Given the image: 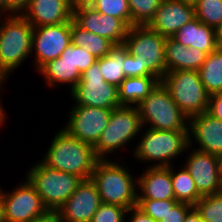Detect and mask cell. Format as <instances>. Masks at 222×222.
<instances>
[{
  "label": "cell",
  "mask_w": 222,
  "mask_h": 222,
  "mask_svg": "<svg viewBox=\"0 0 222 222\" xmlns=\"http://www.w3.org/2000/svg\"><path fill=\"white\" fill-rule=\"evenodd\" d=\"M163 0H128L131 26H145L150 23Z\"/></svg>",
  "instance_id": "29"
},
{
  "label": "cell",
  "mask_w": 222,
  "mask_h": 222,
  "mask_svg": "<svg viewBox=\"0 0 222 222\" xmlns=\"http://www.w3.org/2000/svg\"><path fill=\"white\" fill-rule=\"evenodd\" d=\"M27 179L40 195L48 210H58L75 192L83 180L81 177L52 169L41 161L30 167Z\"/></svg>",
  "instance_id": "7"
},
{
  "label": "cell",
  "mask_w": 222,
  "mask_h": 222,
  "mask_svg": "<svg viewBox=\"0 0 222 222\" xmlns=\"http://www.w3.org/2000/svg\"><path fill=\"white\" fill-rule=\"evenodd\" d=\"M5 82H6V78L0 73V90L3 89L2 85H4Z\"/></svg>",
  "instance_id": "49"
},
{
  "label": "cell",
  "mask_w": 222,
  "mask_h": 222,
  "mask_svg": "<svg viewBox=\"0 0 222 222\" xmlns=\"http://www.w3.org/2000/svg\"><path fill=\"white\" fill-rule=\"evenodd\" d=\"M5 14V0H0V14L3 16Z\"/></svg>",
  "instance_id": "48"
},
{
  "label": "cell",
  "mask_w": 222,
  "mask_h": 222,
  "mask_svg": "<svg viewBox=\"0 0 222 222\" xmlns=\"http://www.w3.org/2000/svg\"><path fill=\"white\" fill-rule=\"evenodd\" d=\"M99 159L92 145L80 141L61 128L52 138L41 162L52 169L91 179Z\"/></svg>",
  "instance_id": "1"
},
{
  "label": "cell",
  "mask_w": 222,
  "mask_h": 222,
  "mask_svg": "<svg viewBox=\"0 0 222 222\" xmlns=\"http://www.w3.org/2000/svg\"><path fill=\"white\" fill-rule=\"evenodd\" d=\"M129 222H156L152 217L146 215L140 208L137 206L129 208L127 214H129Z\"/></svg>",
  "instance_id": "40"
},
{
  "label": "cell",
  "mask_w": 222,
  "mask_h": 222,
  "mask_svg": "<svg viewBox=\"0 0 222 222\" xmlns=\"http://www.w3.org/2000/svg\"><path fill=\"white\" fill-rule=\"evenodd\" d=\"M194 8L201 23L214 29L222 24V0H199Z\"/></svg>",
  "instance_id": "31"
},
{
  "label": "cell",
  "mask_w": 222,
  "mask_h": 222,
  "mask_svg": "<svg viewBox=\"0 0 222 222\" xmlns=\"http://www.w3.org/2000/svg\"><path fill=\"white\" fill-rule=\"evenodd\" d=\"M71 44L85 48L96 58L108 55L115 46L109 39L81 28L73 19L71 20Z\"/></svg>",
  "instance_id": "25"
},
{
  "label": "cell",
  "mask_w": 222,
  "mask_h": 222,
  "mask_svg": "<svg viewBox=\"0 0 222 222\" xmlns=\"http://www.w3.org/2000/svg\"><path fill=\"white\" fill-rule=\"evenodd\" d=\"M74 59L75 68H78L81 74L97 62V58L94 55L85 48L76 45H74Z\"/></svg>",
  "instance_id": "35"
},
{
  "label": "cell",
  "mask_w": 222,
  "mask_h": 222,
  "mask_svg": "<svg viewBox=\"0 0 222 222\" xmlns=\"http://www.w3.org/2000/svg\"><path fill=\"white\" fill-rule=\"evenodd\" d=\"M29 222H61L56 210H48L43 215L32 218Z\"/></svg>",
  "instance_id": "41"
},
{
  "label": "cell",
  "mask_w": 222,
  "mask_h": 222,
  "mask_svg": "<svg viewBox=\"0 0 222 222\" xmlns=\"http://www.w3.org/2000/svg\"><path fill=\"white\" fill-rule=\"evenodd\" d=\"M0 17V73L8 78L31 55L33 26L22 15Z\"/></svg>",
  "instance_id": "3"
},
{
  "label": "cell",
  "mask_w": 222,
  "mask_h": 222,
  "mask_svg": "<svg viewBox=\"0 0 222 222\" xmlns=\"http://www.w3.org/2000/svg\"><path fill=\"white\" fill-rule=\"evenodd\" d=\"M70 109L68 122L63 129L80 141L94 146L107 127L113 109L76 104Z\"/></svg>",
  "instance_id": "12"
},
{
  "label": "cell",
  "mask_w": 222,
  "mask_h": 222,
  "mask_svg": "<svg viewBox=\"0 0 222 222\" xmlns=\"http://www.w3.org/2000/svg\"><path fill=\"white\" fill-rule=\"evenodd\" d=\"M180 1H182L185 4L195 6L198 3L199 0H180Z\"/></svg>",
  "instance_id": "47"
},
{
  "label": "cell",
  "mask_w": 222,
  "mask_h": 222,
  "mask_svg": "<svg viewBox=\"0 0 222 222\" xmlns=\"http://www.w3.org/2000/svg\"><path fill=\"white\" fill-rule=\"evenodd\" d=\"M171 180L175 200L178 202L194 206L202 197L196 188L193 178L183 165L181 170L178 171H174L173 165L171 166Z\"/></svg>",
  "instance_id": "28"
},
{
  "label": "cell",
  "mask_w": 222,
  "mask_h": 222,
  "mask_svg": "<svg viewBox=\"0 0 222 222\" xmlns=\"http://www.w3.org/2000/svg\"><path fill=\"white\" fill-rule=\"evenodd\" d=\"M71 44V21L33 27L32 55L38 71L47 62L57 59Z\"/></svg>",
  "instance_id": "11"
},
{
  "label": "cell",
  "mask_w": 222,
  "mask_h": 222,
  "mask_svg": "<svg viewBox=\"0 0 222 222\" xmlns=\"http://www.w3.org/2000/svg\"><path fill=\"white\" fill-rule=\"evenodd\" d=\"M29 1L30 0H5V15H22L28 8Z\"/></svg>",
  "instance_id": "39"
},
{
  "label": "cell",
  "mask_w": 222,
  "mask_h": 222,
  "mask_svg": "<svg viewBox=\"0 0 222 222\" xmlns=\"http://www.w3.org/2000/svg\"><path fill=\"white\" fill-rule=\"evenodd\" d=\"M199 222H204V221L201 219L200 214H199Z\"/></svg>",
  "instance_id": "50"
},
{
  "label": "cell",
  "mask_w": 222,
  "mask_h": 222,
  "mask_svg": "<svg viewBox=\"0 0 222 222\" xmlns=\"http://www.w3.org/2000/svg\"><path fill=\"white\" fill-rule=\"evenodd\" d=\"M207 113L222 121V92H217L209 96Z\"/></svg>",
  "instance_id": "38"
},
{
  "label": "cell",
  "mask_w": 222,
  "mask_h": 222,
  "mask_svg": "<svg viewBox=\"0 0 222 222\" xmlns=\"http://www.w3.org/2000/svg\"><path fill=\"white\" fill-rule=\"evenodd\" d=\"M161 82L169 90L173 101L188 119L207 112L210 95L201 82L198 71L167 72Z\"/></svg>",
  "instance_id": "9"
},
{
  "label": "cell",
  "mask_w": 222,
  "mask_h": 222,
  "mask_svg": "<svg viewBox=\"0 0 222 222\" xmlns=\"http://www.w3.org/2000/svg\"><path fill=\"white\" fill-rule=\"evenodd\" d=\"M118 87L104 81L99 63L95 62L81 76L70 95L76 105L114 109L120 107Z\"/></svg>",
  "instance_id": "10"
},
{
  "label": "cell",
  "mask_w": 222,
  "mask_h": 222,
  "mask_svg": "<svg viewBox=\"0 0 222 222\" xmlns=\"http://www.w3.org/2000/svg\"><path fill=\"white\" fill-rule=\"evenodd\" d=\"M141 132L143 135L139 136L141 138L133 154L139 161L157 162L152 167H169L172 165L171 160L188 150V131L147 128L145 131L141 129Z\"/></svg>",
  "instance_id": "4"
},
{
  "label": "cell",
  "mask_w": 222,
  "mask_h": 222,
  "mask_svg": "<svg viewBox=\"0 0 222 222\" xmlns=\"http://www.w3.org/2000/svg\"><path fill=\"white\" fill-rule=\"evenodd\" d=\"M137 199L169 200L175 199L171 180V166L152 167L137 175Z\"/></svg>",
  "instance_id": "20"
},
{
  "label": "cell",
  "mask_w": 222,
  "mask_h": 222,
  "mask_svg": "<svg viewBox=\"0 0 222 222\" xmlns=\"http://www.w3.org/2000/svg\"><path fill=\"white\" fill-rule=\"evenodd\" d=\"M99 13L111 15L121 19L129 28L131 27V13L128 0H85Z\"/></svg>",
  "instance_id": "30"
},
{
  "label": "cell",
  "mask_w": 222,
  "mask_h": 222,
  "mask_svg": "<svg viewBox=\"0 0 222 222\" xmlns=\"http://www.w3.org/2000/svg\"><path fill=\"white\" fill-rule=\"evenodd\" d=\"M207 54L197 48L186 47L171 37L165 41L166 73L176 70L198 71L205 62Z\"/></svg>",
  "instance_id": "21"
},
{
  "label": "cell",
  "mask_w": 222,
  "mask_h": 222,
  "mask_svg": "<svg viewBox=\"0 0 222 222\" xmlns=\"http://www.w3.org/2000/svg\"><path fill=\"white\" fill-rule=\"evenodd\" d=\"M2 198L5 222H29L48 211L27 179L9 193L2 190Z\"/></svg>",
  "instance_id": "15"
},
{
  "label": "cell",
  "mask_w": 222,
  "mask_h": 222,
  "mask_svg": "<svg viewBox=\"0 0 222 222\" xmlns=\"http://www.w3.org/2000/svg\"><path fill=\"white\" fill-rule=\"evenodd\" d=\"M188 139L192 148L196 141L197 150L222 157V121L207 112L189 118Z\"/></svg>",
  "instance_id": "17"
},
{
  "label": "cell",
  "mask_w": 222,
  "mask_h": 222,
  "mask_svg": "<svg viewBox=\"0 0 222 222\" xmlns=\"http://www.w3.org/2000/svg\"><path fill=\"white\" fill-rule=\"evenodd\" d=\"M216 46L222 51V24L216 29Z\"/></svg>",
  "instance_id": "44"
},
{
  "label": "cell",
  "mask_w": 222,
  "mask_h": 222,
  "mask_svg": "<svg viewBox=\"0 0 222 222\" xmlns=\"http://www.w3.org/2000/svg\"><path fill=\"white\" fill-rule=\"evenodd\" d=\"M125 57L126 46L119 44L115 45L108 55L97 58L104 81L117 87L121 85L126 78L123 72Z\"/></svg>",
  "instance_id": "26"
},
{
  "label": "cell",
  "mask_w": 222,
  "mask_h": 222,
  "mask_svg": "<svg viewBox=\"0 0 222 222\" xmlns=\"http://www.w3.org/2000/svg\"><path fill=\"white\" fill-rule=\"evenodd\" d=\"M61 61L70 62L75 67V59H74V44H70L60 55Z\"/></svg>",
  "instance_id": "42"
},
{
  "label": "cell",
  "mask_w": 222,
  "mask_h": 222,
  "mask_svg": "<svg viewBox=\"0 0 222 222\" xmlns=\"http://www.w3.org/2000/svg\"><path fill=\"white\" fill-rule=\"evenodd\" d=\"M171 38L186 47L197 48L207 55L217 49L216 29L201 23L196 17L181 27Z\"/></svg>",
  "instance_id": "22"
},
{
  "label": "cell",
  "mask_w": 222,
  "mask_h": 222,
  "mask_svg": "<svg viewBox=\"0 0 222 222\" xmlns=\"http://www.w3.org/2000/svg\"><path fill=\"white\" fill-rule=\"evenodd\" d=\"M109 160H98L91 180L95 183L101 202L115 204L126 209L137 206V178L133 179L131 171Z\"/></svg>",
  "instance_id": "2"
},
{
  "label": "cell",
  "mask_w": 222,
  "mask_h": 222,
  "mask_svg": "<svg viewBox=\"0 0 222 222\" xmlns=\"http://www.w3.org/2000/svg\"><path fill=\"white\" fill-rule=\"evenodd\" d=\"M193 207L204 222H222V191L202 196Z\"/></svg>",
  "instance_id": "32"
},
{
  "label": "cell",
  "mask_w": 222,
  "mask_h": 222,
  "mask_svg": "<svg viewBox=\"0 0 222 222\" xmlns=\"http://www.w3.org/2000/svg\"><path fill=\"white\" fill-rule=\"evenodd\" d=\"M193 208L190 204L178 202L159 222H184L186 215Z\"/></svg>",
  "instance_id": "36"
},
{
  "label": "cell",
  "mask_w": 222,
  "mask_h": 222,
  "mask_svg": "<svg viewBox=\"0 0 222 222\" xmlns=\"http://www.w3.org/2000/svg\"><path fill=\"white\" fill-rule=\"evenodd\" d=\"M76 0H30L22 16L33 26L54 25L73 19Z\"/></svg>",
  "instance_id": "19"
},
{
  "label": "cell",
  "mask_w": 222,
  "mask_h": 222,
  "mask_svg": "<svg viewBox=\"0 0 222 222\" xmlns=\"http://www.w3.org/2000/svg\"><path fill=\"white\" fill-rule=\"evenodd\" d=\"M38 72L43 74L42 76H44L49 87L54 88L61 83L70 86V91L82 76L78 68H75L70 62L61 61V57L47 62Z\"/></svg>",
  "instance_id": "24"
},
{
  "label": "cell",
  "mask_w": 222,
  "mask_h": 222,
  "mask_svg": "<svg viewBox=\"0 0 222 222\" xmlns=\"http://www.w3.org/2000/svg\"><path fill=\"white\" fill-rule=\"evenodd\" d=\"M195 18V8L180 0H163L147 25L165 37H172L181 27Z\"/></svg>",
  "instance_id": "18"
},
{
  "label": "cell",
  "mask_w": 222,
  "mask_h": 222,
  "mask_svg": "<svg viewBox=\"0 0 222 222\" xmlns=\"http://www.w3.org/2000/svg\"><path fill=\"white\" fill-rule=\"evenodd\" d=\"M177 203L178 201L175 199H137V207L140 208L146 215L152 217L156 222L163 219L169 210H172Z\"/></svg>",
  "instance_id": "33"
},
{
  "label": "cell",
  "mask_w": 222,
  "mask_h": 222,
  "mask_svg": "<svg viewBox=\"0 0 222 222\" xmlns=\"http://www.w3.org/2000/svg\"><path fill=\"white\" fill-rule=\"evenodd\" d=\"M161 81L155 76L125 78L118 87L121 106H137Z\"/></svg>",
  "instance_id": "23"
},
{
  "label": "cell",
  "mask_w": 222,
  "mask_h": 222,
  "mask_svg": "<svg viewBox=\"0 0 222 222\" xmlns=\"http://www.w3.org/2000/svg\"><path fill=\"white\" fill-rule=\"evenodd\" d=\"M144 129L137 106H120L114 108L107 127L93 146L99 160H107V156L125 145Z\"/></svg>",
  "instance_id": "8"
},
{
  "label": "cell",
  "mask_w": 222,
  "mask_h": 222,
  "mask_svg": "<svg viewBox=\"0 0 222 222\" xmlns=\"http://www.w3.org/2000/svg\"><path fill=\"white\" fill-rule=\"evenodd\" d=\"M137 109L143 127L150 125V129L188 131L189 119L162 82L137 105Z\"/></svg>",
  "instance_id": "6"
},
{
  "label": "cell",
  "mask_w": 222,
  "mask_h": 222,
  "mask_svg": "<svg viewBox=\"0 0 222 222\" xmlns=\"http://www.w3.org/2000/svg\"><path fill=\"white\" fill-rule=\"evenodd\" d=\"M184 222H199V213L193 208L187 215Z\"/></svg>",
  "instance_id": "43"
},
{
  "label": "cell",
  "mask_w": 222,
  "mask_h": 222,
  "mask_svg": "<svg viewBox=\"0 0 222 222\" xmlns=\"http://www.w3.org/2000/svg\"><path fill=\"white\" fill-rule=\"evenodd\" d=\"M0 188H2V187H0ZM0 222H5L4 211H3L2 189H0Z\"/></svg>",
  "instance_id": "46"
},
{
  "label": "cell",
  "mask_w": 222,
  "mask_h": 222,
  "mask_svg": "<svg viewBox=\"0 0 222 222\" xmlns=\"http://www.w3.org/2000/svg\"><path fill=\"white\" fill-rule=\"evenodd\" d=\"M123 72L126 78L141 77V64L136 56L132 55L126 47Z\"/></svg>",
  "instance_id": "37"
},
{
  "label": "cell",
  "mask_w": 222,
  "mask_h": 222,
  "mask_svg": "<svg viewBox=\"0 0 222 222\" xmlns=\"http://www.w3.org/2000/svg\"><path fill=\"white\" fill-rule=\"evenodd\" d=\"M101 203L95 183L86 179L81 181L57 212L61 222H91Z\"/></svg>",
  "instance_id": "16"
},
{
  "label": "cell",
  "mask_w": 222,
  "mask_h": 222,
  "mask_svg": "<svg viewBox=\"0 0 222 222\" xmlns=\"http://www.w3.org/2000/svg\"><path fill=\"white\" fill-rule=\"evenodd\" d=\"M127 211L119 205L101 203L91 222H125Z\"/></svg>",
  "instance_id": "34"
},
{
  "label": "cell",
  "mask_w": 222,
  "mask_h": 222,
  "mask_svg": "<svg viewBox=\"0 0 222 222\" xmlns=\"http://www.w3.org/2000/svg\"><path fill=\"white\" fill-rule=\"evenodd\" d=\"M6 119L5 108H3L2 103H0V126L4 125Z\"/></svg>",
  "instance_id": "45"
},
{
  "label": "cell",
  "mask_w": 222,
  "mask_h": 222,
  "mask_svg": "<svg viewBox=\"0 0 222 222\" xmlns=\"http://www.w3.org/2000/svg\"><path fill=\"white\" fill-rule=\"evenodd\" d=\"M189 157L184 160V167L193 178L198 192L202 195L216 194L222 191V168L221 157L199 151L192 150L188 145Z\"/></svg>",
  "instance_id": "14"
},
{
  "label": "cell",
  "mask_w": 222,
  "mask_h": 222,
  "mask_svg": "<svg viewBox=\"0 0 222 222\" xmlns=\"http://www.w3.org/2000/svg\"><path fill=\"white\" fill-rule=\"evenodd\" d=\"M198 72L209 95L222 92V51L209 53Z\"/></svg>",
  "instance_id": "27"
},
{
  "label": "cell",
  "mask_w": 222,
  "mask_h": 222,
  "mask_svg": "<svg viewBox=\"0 0 222 222\" xmlns=\"http://www.w3.org/2000/svg\"><path fill=\"white\" fill-rule=\"evenodd\" d=\"M166 37L145 26L128 28L124 45L141 64V77L155 76L160 81L166 74Z\"/></svg>",
  "instance_id": "5"
},
{
  "label": "cell",
  "mask_w": 222,
  "mask_h": 222,
  "mask_svg": "<svg viewBox=\"0 0 222 222\" xmlns=\"http://www.w3.org/2000/svg\"><path fill=\"white\" fill-rule=\"evenodd\" d=\"M73 21L81 28L105 37L115 45L124 44L128 26L119 18L99 13L85 0H76Z\"/></svg>",
  "instance_id": "13"
}]
</instances>
